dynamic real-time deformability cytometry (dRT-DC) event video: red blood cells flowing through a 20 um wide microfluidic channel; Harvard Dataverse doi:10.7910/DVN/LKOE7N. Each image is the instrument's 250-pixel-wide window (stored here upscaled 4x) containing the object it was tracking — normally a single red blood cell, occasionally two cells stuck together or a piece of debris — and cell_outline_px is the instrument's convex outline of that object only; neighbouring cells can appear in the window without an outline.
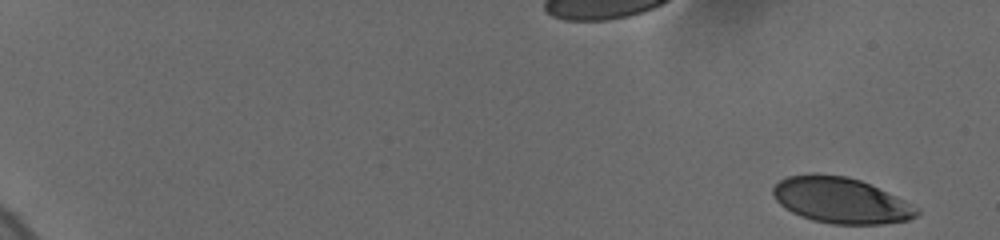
{"species": "human", "species_latin": "Homo sapiens", "temperature_condition": "cold", "stored_images_in_passage": 50, "camera_frame_rate_fps": 3000, "um_per_image_px": 0.085, "donor": {"sex": "female"}, "frame": {"image": 1, "passage_image": 1, "time_ms": 0.0, "image_size_px": [1000, 240], "cell_outline_px": [[920, 212], [916, 216], [908, 220], [884, 224], [832, 224], [812, 220], [800, 216], [792, 212], [780, 204], [776, 200], [772, 192], [772, 188], [780, 180], [788, 176], [812, 172], [816, 172], [848, 176], [860, 180], [896, 196], [920, 208]], "centroid_in_image_um": [71.46, 17.02], "position_along_channel_um": 13.5, "area_um2": 38.67}}
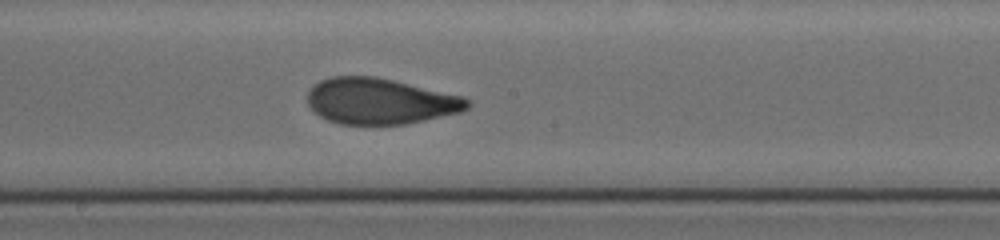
{"frame": {"image": 2, "passage_image": 30, "time_ms": 11.0, "image_size_px": [1000, 240], "cell_outline_px": [[472, 104], [468, 108], [460, 112], [424, 120], [404, 124], [340, 124], [328, 120], [312, 112], [308, 104], [308, 88], [312, 84], [320, 80], [332, 76], [376, 76], [464, 96]], "centroid_in_image_um": [32.28, 8.59], "position_along_channel_um": 215.9, "area_um2": 43.06}}
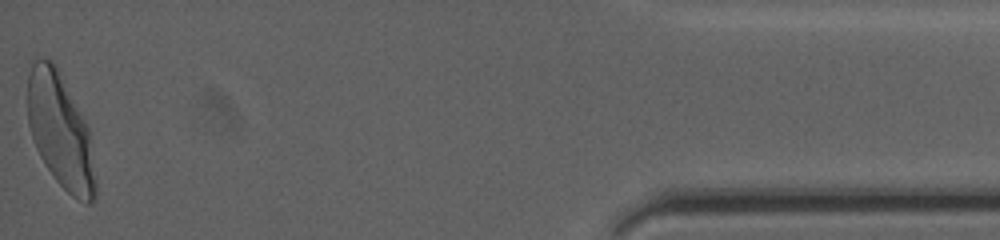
{"frame": {"image": 3, "passage_image": 50, "time_ms": 18.667, "image_size_px": [1000, 240], "cell_outline_px": [[96, 196], [92, 204], [88, 204], [72, 196], [56, 180], [44, 164], [32, 140], [28, 124], [28, 76], [32, 64], [36, 60], [48, 60], [56, 64], [88, 128], [96, 180]], "centroid_in_image_um": [5.13, 11.18], "position_along_channel_um": 430.1, "area_um2": 44.74}, "authors_computed_cell_mechanics": {"area_um2": 42.5408, "velocity_mm_per_s": 3.6851, "shape_relaxation_time_tau1_ms": 4.0023, "shape_relaxation_time_tau2_ms": 1.0275, "deformation_change_tau1": 0.1685, "deformation_change_tau2": 0.0606}}